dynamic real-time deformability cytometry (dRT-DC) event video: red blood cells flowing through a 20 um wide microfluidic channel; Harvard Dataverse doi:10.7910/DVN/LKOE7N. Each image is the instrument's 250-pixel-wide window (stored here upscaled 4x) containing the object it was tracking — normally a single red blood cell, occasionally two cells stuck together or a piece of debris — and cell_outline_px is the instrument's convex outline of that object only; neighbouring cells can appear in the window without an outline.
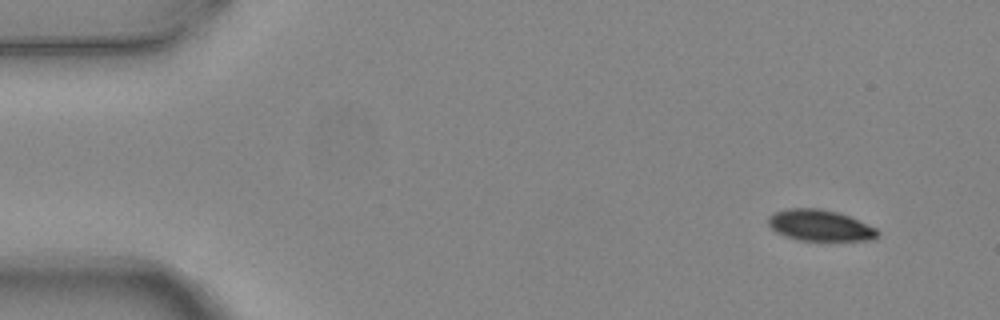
{"species": "common noctule bat (a hibernating species)", "species_latin": "Nyctalus noctula", "temperature_condition": "warm", "stored_images_in_passage": 4, "camera_frame_rate_fps": 3000, "um_per_image_px": 0.085, "animal": {"sex": "female", "body_mass_g": 24.6, "forearm_length_mm": 56.2}, "frame": {"image": 1, "passage_image": 1, "time_ms": 0.0, "image_size_px": [1000, 320], "cell_outline_px": [[880, 236], [872, 240], [800, 240], [784, 236], [776, 232], [768, 224], [768, 216], [776, 212], [788, 208], [820, 208], [836, 212], [848, 216], [876, 228], [880, 232]], "centroid_in_image_um": [69.7, 19.16], "position_along_channel_um": 15.3, "area_um2": 19.77}}
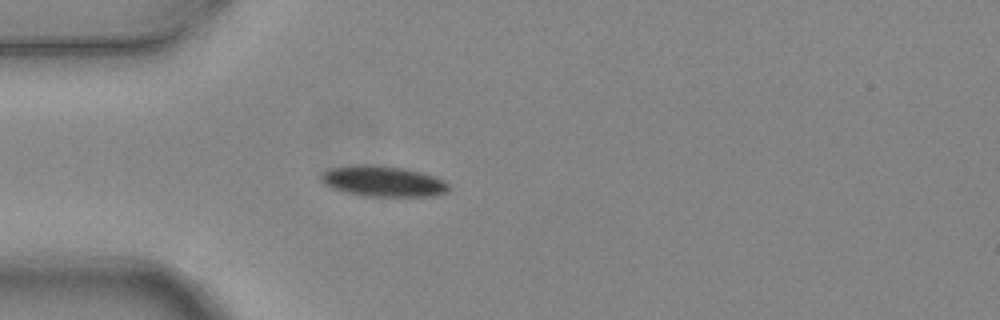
{"frame": {"image": 2, "passage_image": 4, "time_ms": 1.0, "image_size_px": [1000, 320], "cell_outline_px": [[448, 188], [444, 192], [436, 196], [360, 196], [344, 192], [332, 188], [324, 184], [320, 180], [320, 176], [328, 168], [360, 164], [372, 164], [404, 168], [436, 176], [444, 180], [448, 184]], "centroid_in_image_um": [32.52, 15.4], "position_along_channel_um": 52.5, "area_um2": 23.0}}